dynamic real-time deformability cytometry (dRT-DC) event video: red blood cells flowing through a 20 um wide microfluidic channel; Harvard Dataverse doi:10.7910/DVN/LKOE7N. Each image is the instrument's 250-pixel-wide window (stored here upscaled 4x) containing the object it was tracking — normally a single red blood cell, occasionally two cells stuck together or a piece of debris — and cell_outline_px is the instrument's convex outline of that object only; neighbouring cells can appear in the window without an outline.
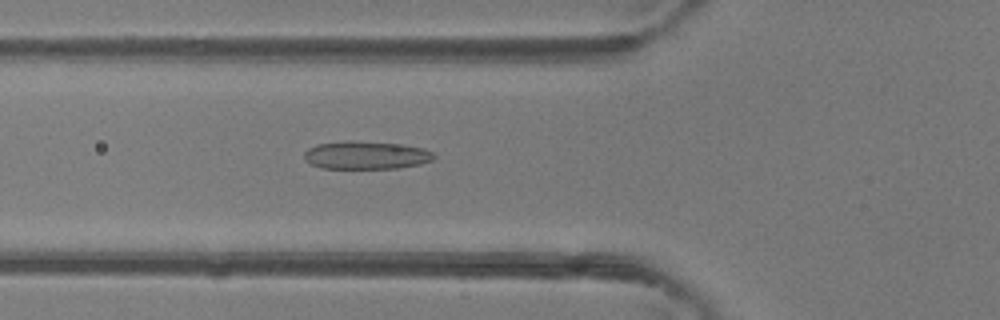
{"species": "common noctule bat (a hibernating species)", "species_latin": "Nyctalus noctula", "temperature_condition": "room temperature", "stored_images_in_passage": 38, "camera_frame_rate_fps": 3000, "um_per_image_px": 0.085, "animal": {"sex": "female"}, "frame": {"image": 1, "passage_image": 8, "time_ms": 2.333, "image_size_px": [1000, 320], "cell_outline_px": [[436, 156], [432, 160], [420, 164], [400, 168], [320, 168], [304, 160], [304, 152], [308, 148], [316, 144], [344, 140], [352, 140], [404, 144], [424, 148], [432, 152]], "centroid_in_image_um": [31.11, 13.17], "position_along_channel_um": 94.7, "area_um2": 21.5}}
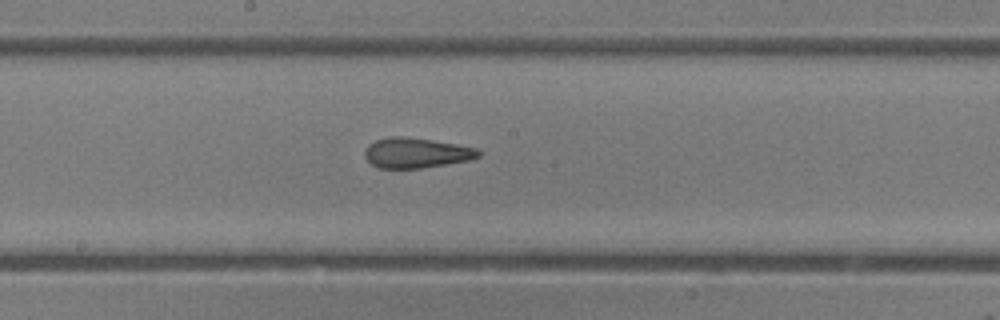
{"frame": {"image": 2, "passage_image": 16, "time_ms": 5.0, "image_size_px": [1000, 320], "cell_outline_px": [[480, 156], [468, 160], [420, 168], [376, 168], [364, 156], [364, 152], [368, 144], [376, 140], [388, 136], [404, 136], [432, 140], [456, 144], [476, 148], [480, 152]], "centroid_in_image_um": [35.33, 12.98], "position_along_channel_um": 212.9, "area_um2": 19.88}}
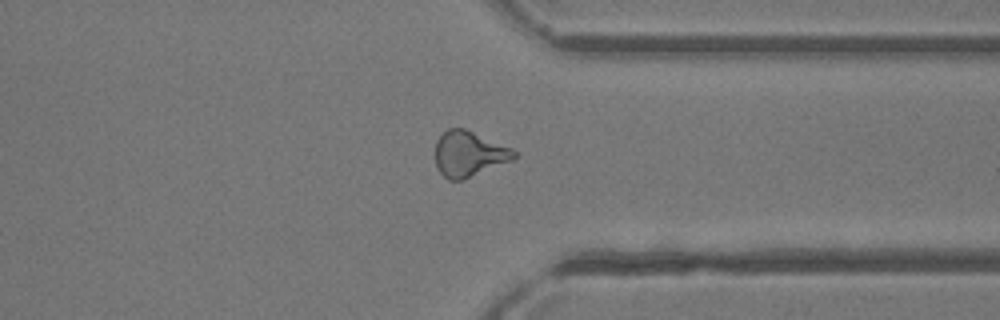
{"frame": {"image": 3, "passage_image": 27, "time_ms": 8.667, "image_size_px": [1000, 320], "cell_outline_px": [[516, 156], [512, 160], [464, 180], [448, 180], [436, 168], [436, 140], [448, 128], [464, 128], [512, 148], [516, 152]], "centroid_in_image_um": [39.85, 13.09], "position_along_channel_um": 371.6, "area_um2": 20.81}, "authors_computed_cell_mechanics": {"area_um2": 20.6057, "velocity_mm_per_s": 4.396, "shape_relaxation_time_tau1_ms": null, "shape_relaxation_time_tau2_ms": 1.4287, "deformation_change_tau1": null, "deformation_change_tau2": 0.0961}}